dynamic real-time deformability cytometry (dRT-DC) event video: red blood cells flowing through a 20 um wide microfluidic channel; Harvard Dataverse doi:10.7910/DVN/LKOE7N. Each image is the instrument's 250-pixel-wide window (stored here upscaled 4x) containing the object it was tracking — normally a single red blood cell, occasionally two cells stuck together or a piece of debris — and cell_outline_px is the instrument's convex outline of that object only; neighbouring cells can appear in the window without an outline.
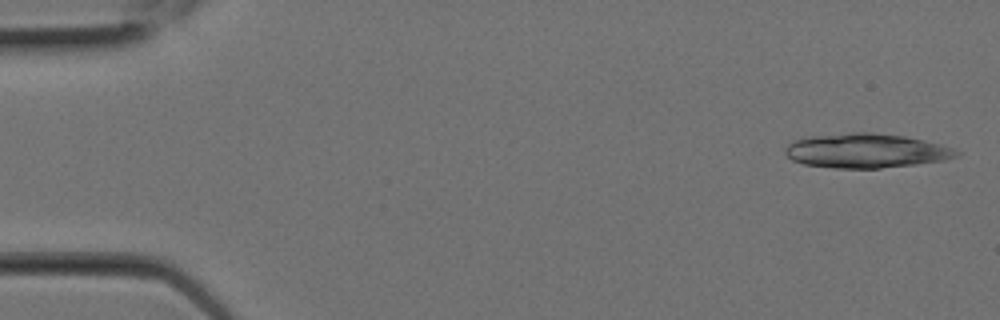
{"species": "Egyptian fruit bat (a non-hibernating species)", "species_latin": "Rousettus aegyptiacus", "temperature_condition": "room temperature", "stored_images_in_passage": 6, "camera_frame_rate_fps": 3000, "um_per_image_px": 0.085, "animal": {"sex": "female"}, "frame": {"image": 1, "passage_image": 1, "time_ms": 0.0, "image_size_px": [1000, 320], "cell_outline_px": [[960, 156], [944, 160], [916, 164], [880, 168], [832, 168], [804, 164], [792, 160], [784, 152], [784, 148], [792, 140], [812, 136], [852, 132], [872, 132], [904, 136], [924, 140], [940, 144], [952, 148], [960, 152]], "centroid_in_image_um": [73.6, 12.81], "position_along_channel_um": 11.4, "area_um2": 34.39}}